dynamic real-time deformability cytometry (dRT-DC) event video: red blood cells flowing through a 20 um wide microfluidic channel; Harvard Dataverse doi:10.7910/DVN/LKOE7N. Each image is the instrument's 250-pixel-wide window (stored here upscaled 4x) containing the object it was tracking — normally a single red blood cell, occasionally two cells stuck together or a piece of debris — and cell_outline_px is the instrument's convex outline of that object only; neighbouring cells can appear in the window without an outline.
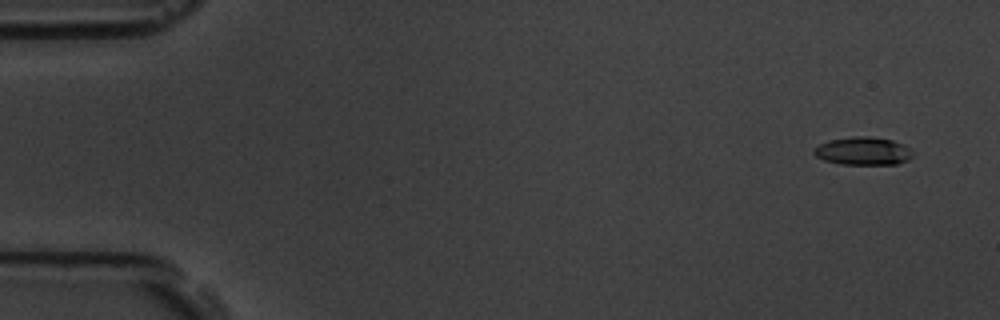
{"species": "common noctule bat (a hibernating species)", "species_latin": "Nyctalus noctula", "temperature_condition": "room temperature", "stored_images_in_passage": 57, "camera_frame_rate_fps": 3000, "um_per_image_px": 0.085, "animal": {"sex": "male", "body_mass_g": 19.5, "forearm_length_mm": 54.6}, "frame": {"image": 1, "passage_image": 4, "time_ms": 1.0, "image_size_px": [1000, 320], "cell_outline_px": [[912, 156], [908, 160], [896, 164], [840, 164], [824, 160], [816, 156], [812, 152], [820, 144], [828, 140], [852, 136], [868, 136], [892, 140], [904, 144], [912, 152]], "centroid_in_image_um": [73.36, 12.83], "position_along_channel_um": 11.6, "area_um2": 16.07}}
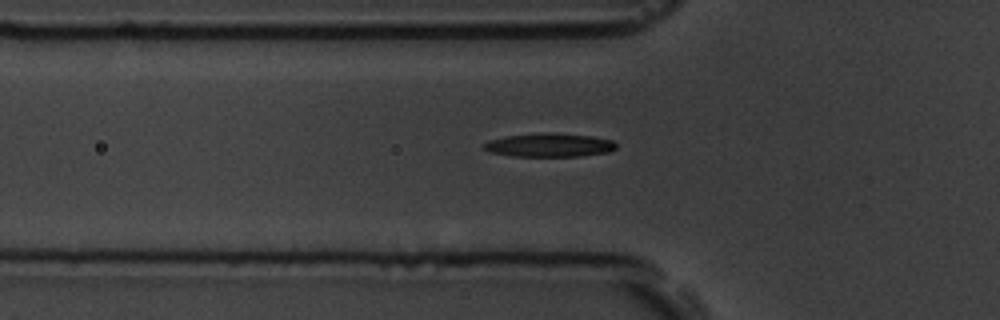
{"frame": {"image": 2, "passage_image": 20, "time_ms": 6.333, "image_size_px": [1000, 320], "cell_outline_px": [[616, 148], [608, 152], [580, 156], [512, 156], [488, 152], [484, 148], [484, 144], [488, 140], [504, 136], [544, 132], [548, 132], [592, 136], [612, 140], [616, 144]], "centroid_in_image_um": [46.67, 12.32], "position_along_channel_um": 79.1, "area_um2": 18.26}}
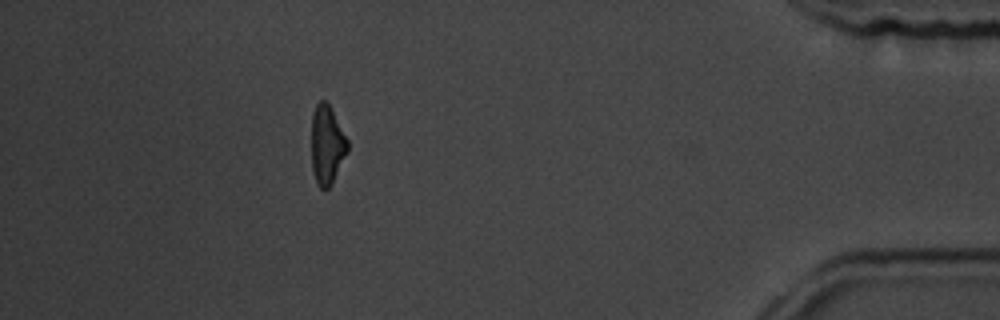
{"frame": {"image": 3, "passage_image": 51, "time_ms": 16.667, "image_size_px": [1000, 320], "cell_outline_px": [[348, 152], [332, 184], [328, 188], [320, 188], [316, 180], [312, 168], [312, 112], [316, 104], [320, 100], [324, 100], [332, 108], [348, 140]], "centroid_in_image_um": [27.81, 12.29], "position_along_channel_um": 407.4, "area_um2": 16.7}, "authors_computed_cell_mechanics": {"area_um2": 17.5134, "velocity_mm_per_s": 3.6745, "shape_relaxation_time_tau1_ms": 5.8482, "shape_relaxation_time_tau2_ms": null, "deformation_change_tau1": 0.1904, "deformation_change_tau2": null}}